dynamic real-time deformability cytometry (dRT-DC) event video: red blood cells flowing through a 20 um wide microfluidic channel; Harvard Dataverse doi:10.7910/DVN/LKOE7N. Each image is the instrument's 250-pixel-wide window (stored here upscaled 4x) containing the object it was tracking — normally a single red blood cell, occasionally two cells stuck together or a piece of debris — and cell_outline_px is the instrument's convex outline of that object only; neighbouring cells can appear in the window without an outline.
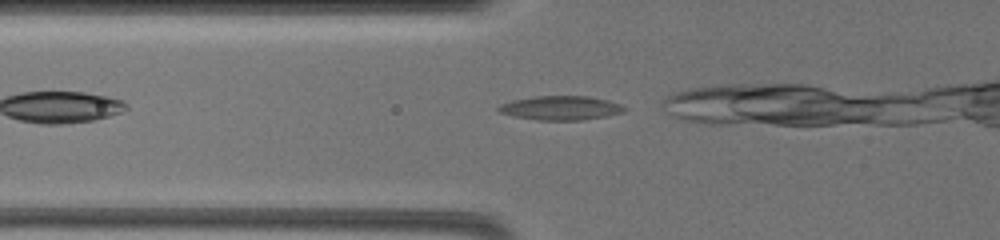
{"species": "common noctule bat (a hibernating species)", "species_latin": "Nyctalus noctula", "temperature_condition": "warm", "stored_images_in_passage": 19, "camera_frame_rate_fps": 3000, "um_per_image_px": 0.085, "animal": {"sex": "female", "body_mass_g": 19.5, "forearm_length_mm": 54.1}, "frame": {"image": 1, "passage_image": 4, "time_ms": 3.667, "image_size_px": [1000, 240], "cell_outline_px": [[628, 108], [624, 112], [584, 120], [540, 120], [512, 116], [500, 112], [496, 108], [500, 104], [512, 100], [536, 96], [588, 96], [608, 100], [620, 104]], "centroid_in_image_um": [47.66, 9.17], "position_along_channel_um": 78.1, "area_um2": 17.69}}